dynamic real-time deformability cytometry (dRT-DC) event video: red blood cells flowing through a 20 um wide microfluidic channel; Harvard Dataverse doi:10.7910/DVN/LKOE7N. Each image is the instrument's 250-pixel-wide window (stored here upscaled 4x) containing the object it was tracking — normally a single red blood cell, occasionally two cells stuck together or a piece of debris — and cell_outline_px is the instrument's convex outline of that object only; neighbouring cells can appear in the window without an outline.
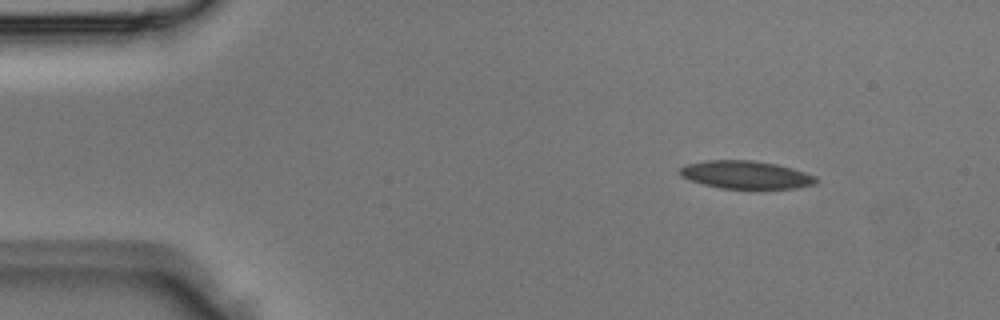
{"species": "Egyptian fruit bat (a non-hibernating species)", "species_latin": "Rousettus aegyptiacus", "temperature_condition": "room temperature", "stored_images_in_passage": 3, "camera_frame_rate_fps": 3000, "um_per_image_px": 0.085, "animal": {"sex": "male"}, "frame": {"image": 1, "passage_image": 1, "time_ms": 0.0, "image_size_px": [1000, 320], "cell_outline_px": [[820, 180], [816, 184], [796, 188], [720, 188], [704, 184], [680, 176], [680, 168], [688, 164], [704, 160], [756, 160], [776, 164], [792, 168], [816, 176]], "centroid_in_image_um": [63.44, 14.85], "position_along_channel_um": 21.6, "area_um2": 22.08}}
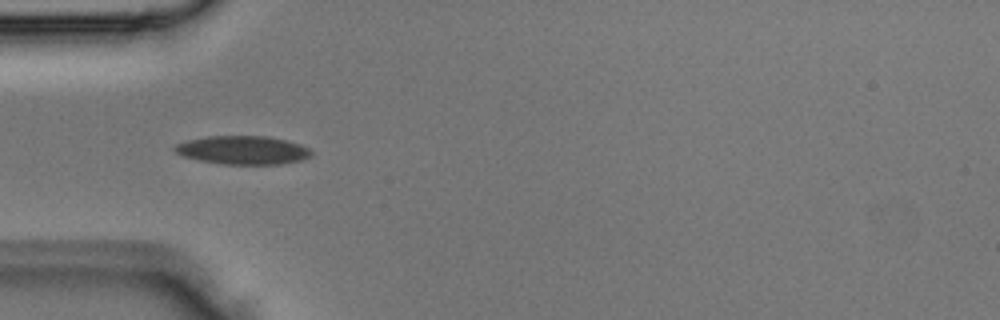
{"frame": {"image": 2, "passage_image": 3, "time_ms": 0.667, "image_size_px": [1000, 320], "cell_outline_px": [[312, 156], [300, 160], [280, 164], [224, 164], [200, 160], [184, 156], [176, 152], [172, 148], [176, 144], [188, 140], [208, 136], [268, 136], [288, 140], [300, 144], [308, 148], [312, 152]], "centroid_in_image_um": [20.66, 12.75], "position_along_channel_um": 64.3, "area_um2": 22.6}}